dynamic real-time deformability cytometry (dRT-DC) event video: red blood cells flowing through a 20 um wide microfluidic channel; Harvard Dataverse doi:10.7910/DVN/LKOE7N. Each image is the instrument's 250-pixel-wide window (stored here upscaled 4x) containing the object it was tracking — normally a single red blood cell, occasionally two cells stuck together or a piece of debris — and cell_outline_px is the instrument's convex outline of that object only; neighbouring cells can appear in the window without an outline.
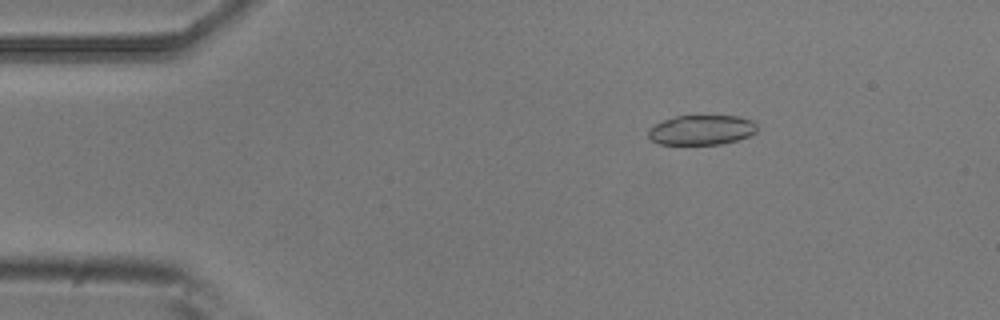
{"species": "common noctule bat (a hibernating species)", "species_latin": "Nyctalus noctula", "temperature_condition": "room temperature", "stored_images_in_passage": 3, "camera_frame_rate_fps": 3000, "um_per_image_px": 0.085, "animal": {"sex": "male", "body_mass_g": 20.5, "forearm_length_mm": 52.5}, "frame": {"image": 1, "passage_image": 1, "time_ms": 0.0, "image_size_px": [1000, 320], "cell_outline_px": [[756, 132], [748, 136], [736, 140], [720, 144], [660, 144], [652, 140], [648, 136], [648, 128], [664, 120], [676, 116], [740, 116], [752, 120], [756, 124]], "centroid_in_image_um": [59.63, 11.04], "position_along_channel_um": 25.4, "area_um2": 18.79}}